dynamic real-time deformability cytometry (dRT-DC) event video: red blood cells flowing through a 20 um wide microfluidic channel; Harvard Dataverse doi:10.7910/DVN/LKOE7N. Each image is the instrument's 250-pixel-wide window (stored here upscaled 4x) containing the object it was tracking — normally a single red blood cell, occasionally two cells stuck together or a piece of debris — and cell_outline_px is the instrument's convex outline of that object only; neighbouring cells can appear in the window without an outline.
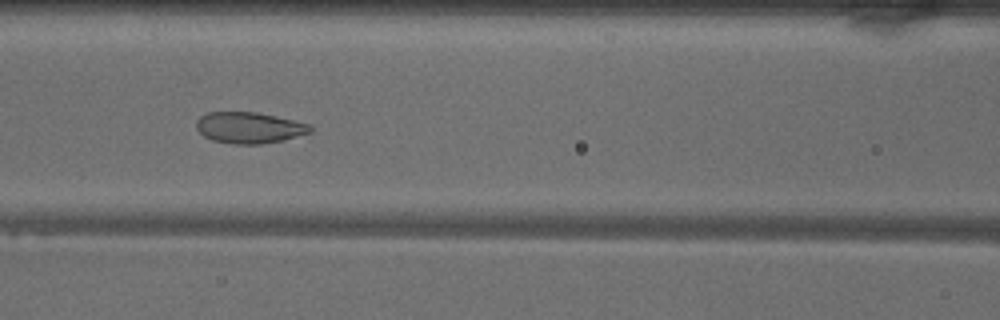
{"species": "common noctule bat (a hibernating species)", "species_latin": "Nyctalus noctula", "temperature_condition": "warm", "stored_images_in_passage": 48, "camera_frame_rate_fps": 3000, "um_per_image_px": 0.085, "animal": {"sex": "male", "body_mass_g": 18.8}, "frame": {"image": 1, "passage_image": 20, "time_ms": 6.333, "image_size_px": [1000, 320], "cell_outline_px": [[312, 132], [284, 140], [260, 144], [232, 144], [212, 140], [204, 136], [196, 128], [196, 120], [200, 116], [208, 112], [256, 112], [276, 116], [308, 124], [312, 128]], "centroid_in_image_um": [21.16, 10.85], "position_along_channel_um": 145.4, "area_um2": 20.69}}
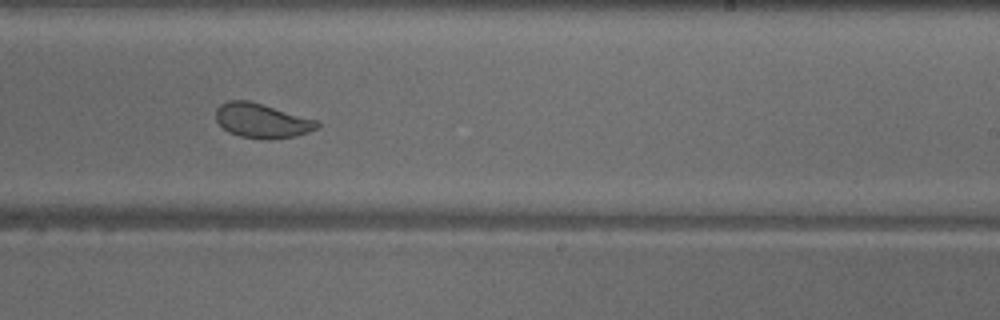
{"frame": {"image": 2, "passage_image": 29, "time_ms": 9.333, "image_size_px": [1000, 320], "cell_outline_px": [[320, 128], [296, 136], [268, 140], [264, 140], [240, 136], [228, 132], [216, 120], [216, 108], [220, 104], [228, 100], [248, 100], [320, 120]], "centroid_in_image_um": [22.3, 10.26], "position_along_channel_um": 266.7, "area_um2": 20.69}}
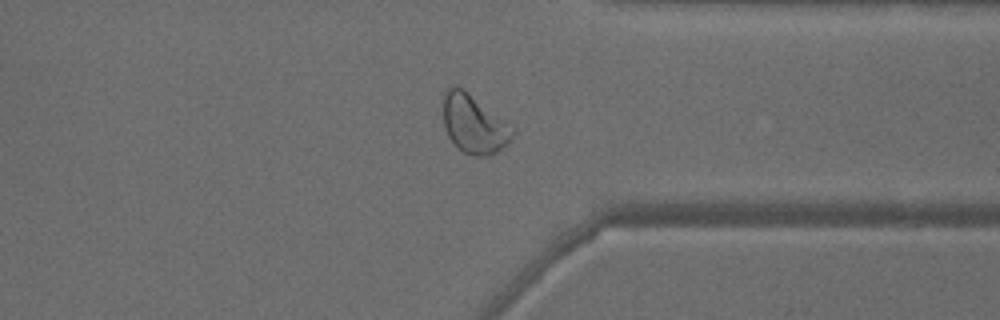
{"frame": {"image": 3, "passage_image": 37, "time_ms": 12.0, "image_size_px": [1000, 320], "cell_outline_px": [[516, 132], [496, 152], [488, 156], [472, 156], [464, 152], [448, 136], [444, 124], [444, 92], [452, 84], [460, 88]], "centroid_in_image_um": [40.21, 10.58], "position_along_channel_um": 371.2, "area_um2": 22.2}, "authors_computed_cell_mechanics": {"area_um2": 23.8714, "velocity_mm_per_s": 4.0447, "shape_relaxation_time_tau1_ms": 4.8792, "shape_relaxation_time_tau2_ms": 0.8409, "deformation_change_tau1": 0.1298, "deformation_change_tau2": 0.0532}}